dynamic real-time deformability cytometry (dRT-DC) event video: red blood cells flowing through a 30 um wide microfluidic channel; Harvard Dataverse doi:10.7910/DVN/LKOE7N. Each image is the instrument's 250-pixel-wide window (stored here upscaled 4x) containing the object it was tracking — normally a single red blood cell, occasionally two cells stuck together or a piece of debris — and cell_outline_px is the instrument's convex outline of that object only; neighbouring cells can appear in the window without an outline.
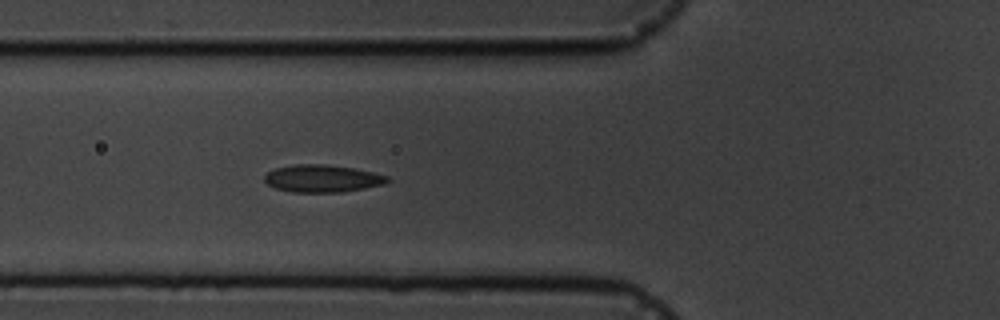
{"species": "common noctule bat (a hibernating species)", "species_latin": "Nyctalus noctula", "temperature_condition": "cold", "stored_images_in_passage": 5, "camera_frame_rate_fps": 3000, "um_per_image_px": 0.085, "animal": {"sex": "male", "body_mass_g": 19.5, "forearm_length_mm": 54.6}, "frame": {"image": 1, "passage_image": 5, "time_ms": 4.667, "image_size_px": [1000, 320], "cell_outline_px": [[392, 180], [384, 184], [364, 188], [340, 192], [292, 192], [276, 188], [268, 184], [264, 180], [264, 176], [268, 172], [276, 168], [296, 164], [324, 164], [352, 168], [372, 172], [388, 176]], "centroid_in_image_um": [27.41, 15.17], "position_along_channel_um": 98.4, "area_um2": 19.48}}